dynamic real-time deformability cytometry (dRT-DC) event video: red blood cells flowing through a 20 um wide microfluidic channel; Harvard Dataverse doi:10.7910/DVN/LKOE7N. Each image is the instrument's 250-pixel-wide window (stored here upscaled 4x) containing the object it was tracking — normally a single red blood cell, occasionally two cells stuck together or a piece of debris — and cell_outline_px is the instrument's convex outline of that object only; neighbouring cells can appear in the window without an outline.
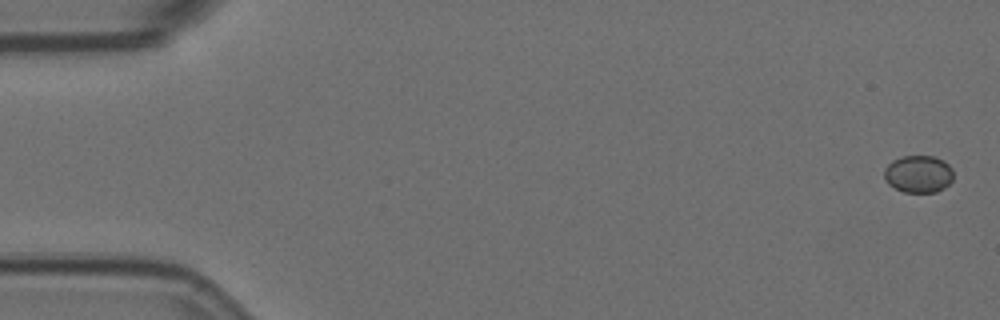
{"species": "Egyptian fruit bat (a non-hibernating species)", "species_latin": "Rousettus aegyptiacus", "temperature_condition": "room temperature", "stored_images_in_passage": 6, "camera_frame_rate_fps": 3000, "um_per_image_px": 0.085, "animal": {"sex": "female"}, "frame": {"image": 1, "passage_image": 1, "time_ms": 0.0, "image_size_px": [1000, 320], "cell_outline_px": [[952, 180], [944, 188], [936, 192], [904, 192], [888, 184], [884, 176], [884, 168], [892, 160], [904, 156], [936, 156], [944, 160], [952, 168]], "centroid_in_image_um": [78.07, 14.78], "position_along_channel_um": 6.9, "area_um2": 15.09}}
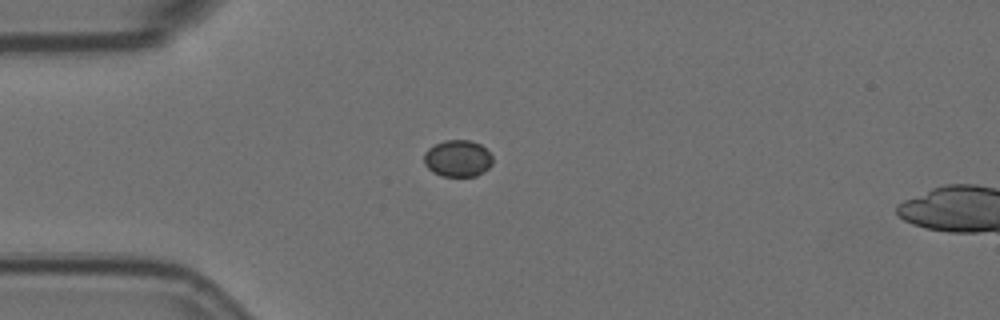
{"frame": {"image": 2, "passage_image": 5, "time_ms": 1.333, "image_size_px": [1000, 320], "cell_outline_px": [[492, 164], [488, 168], [476, 176], [444, 176], [432, 172], [424, 164], [424, 152], [428, 148], [444, 140], [468, 140], [480, 144], [492, 156]], "centroid_in_image_um": [38.88, 13.47], "position_along_channel_um": 46.1, "area_um2": 14.62}}